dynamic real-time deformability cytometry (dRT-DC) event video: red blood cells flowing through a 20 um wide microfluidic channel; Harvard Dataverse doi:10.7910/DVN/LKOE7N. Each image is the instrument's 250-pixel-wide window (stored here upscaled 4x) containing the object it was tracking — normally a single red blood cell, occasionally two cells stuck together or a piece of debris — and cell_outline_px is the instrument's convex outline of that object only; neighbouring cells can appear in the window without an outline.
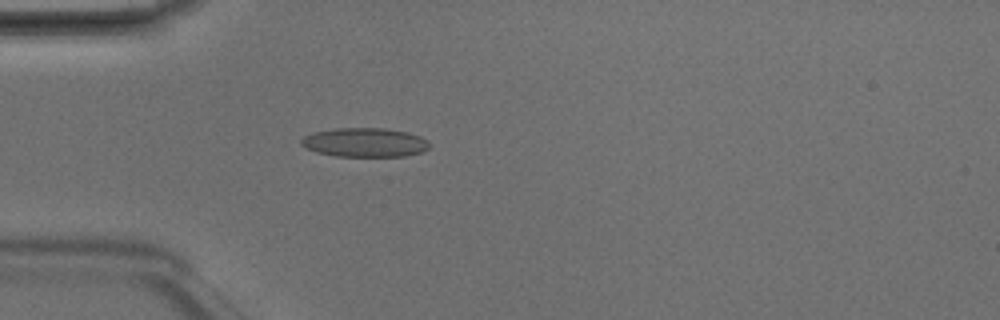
{"species": "Egyptian fruit bat (a non-hibernating species)", "species_latin": "Rousettus aegyptiacus", "temperature_condition": "room temperature", "stored_images_in_passage": 4, "camera_frame_rate_fps": 3000, "um_per_image_px": 0.085, "animal": {"sex": "male"}, "frame": {"image": 1, "passage_image": 4, "time_ms": 1.0, "image_size_px": [1000, 320], "cell_outline_px": [[428, 148], [424, 152], [404, 156], [336, 156], [316, 152], [304, 148], [300, 144], [300, 140], [304, 136], [316, 132], [336, 128], [384, 128], [408, 132], [420, 136], [428, 140]], "centroid_in_image_um": [31.01, 12.11], "position_along_channel_um": 54.0, "area_um2": 21.79}}